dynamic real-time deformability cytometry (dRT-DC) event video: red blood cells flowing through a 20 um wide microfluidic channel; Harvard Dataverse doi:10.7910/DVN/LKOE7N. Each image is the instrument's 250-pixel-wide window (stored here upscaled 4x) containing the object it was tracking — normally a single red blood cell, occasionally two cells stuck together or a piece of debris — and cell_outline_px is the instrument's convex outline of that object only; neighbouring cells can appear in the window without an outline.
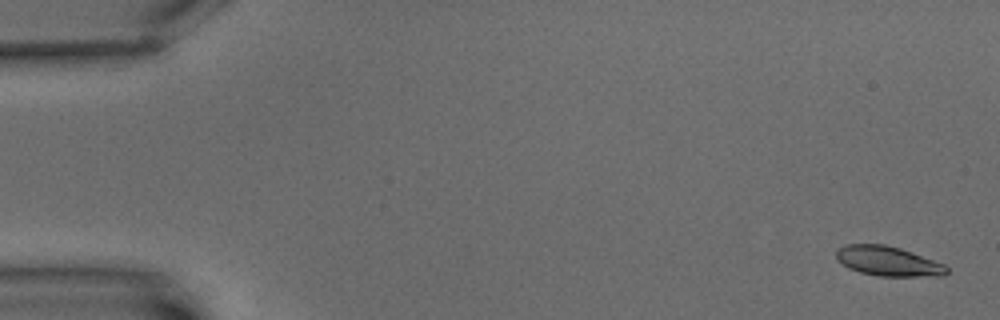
{"species": "common noctule bat (a hibernating species)", "species_latin": "Nyctalus noctula", "temperature_condition": "warm", "stored_images_in_passage": 7, "camera_frame_rate_fps": 3000, "um_per_image_px": 0.085, "animal": {"sex": "male", "body_mass_g": 15.6}, "frame": {"image": 1, "passage_image": 1, "time_ms": 0.0, "image_size_px": [1000, 320], "cell_outline_px": [[948, 272], [944, 276], [880, 276], [860, 272], [848, 268], [836, 260], [836, 252], [840, 248], [848, 244], [884, 244], [900, 248], [912, 252], [944, 264], [948, 268]], "centroid_in_image_um": [75.49, 22.2], "position_along_channel_um": 9.5, "area_um2": 19.07}}
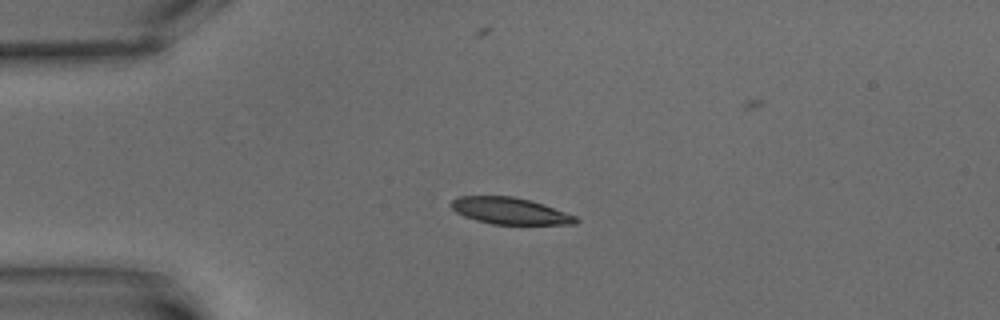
{"frame": {"image": 2, "passage_image": 5, "time_ms": 4.667, "image_size_px": [1000, 320], "cell_outline_px": [[580, 220], [576, 224], [492, 224], [476, 220], [464, 216], [456, 212], [448, 204], [452, 200], [460, 196], [512, 196], [544, 204], [576, 216]], "centroid_in_image_um": [43.33, 17.93], "position_along_channel_um": 41.7, "area_um2": 19.31}}